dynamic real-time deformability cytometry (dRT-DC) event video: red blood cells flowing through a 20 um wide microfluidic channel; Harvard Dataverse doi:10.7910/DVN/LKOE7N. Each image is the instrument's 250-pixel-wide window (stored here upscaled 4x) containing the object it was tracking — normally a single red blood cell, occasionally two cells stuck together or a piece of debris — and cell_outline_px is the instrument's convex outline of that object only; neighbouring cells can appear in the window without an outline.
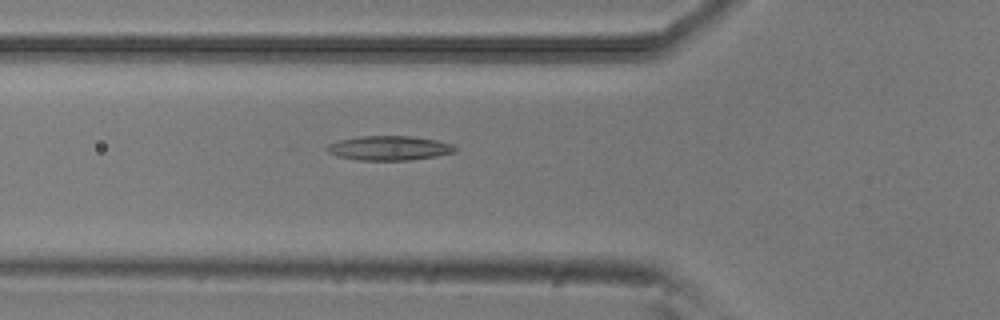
{"species": "common noctule bat (a hibernating species)", "species_latin": "Nyctalus noctula", "temperature_condition": "room temperature", "stored_images_in_passage": 33, "camera_frame_rate_fps": 3000, "um_per_image_px": 0.085, "animal": {"sex": "male", "body_mass_g": 20.5, "forearm_length_mm": 52.5}, "frame": {"image": 1, "passage_image": 13, "time_ms": 4.0, "image_size_px": [1000, 320], "cell_outline_px": [[460, 148], [456, 152], [436, 156], [408, 160], [360, 160], [336, 156], [328, 152], [324, 148], [328, 144], [340, 140], [360, 136], [412, 136], [436, 140], [452, 144]], "centroid_in_image_um": [33.1, 12.58], "position_along_channel_um": 92.7, "area_um2": 18.32}}
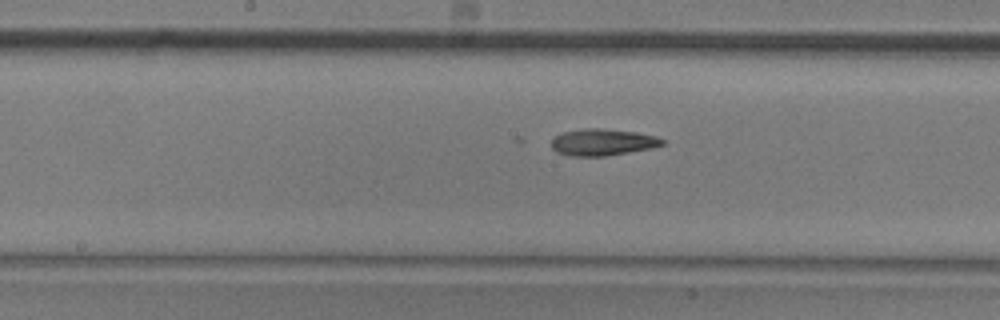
{"frame": {"image": 2, "passage_image": 21, "time_ms": 6.667, "image_size_px": [1000, 320], "cell_outline_px": [[668, 144], [652, 148], [604, 156], [572, 156], [556, 152], [552, 148], [552, 140], [556, 136], [564, 132], [580, 128], [600, 128], [636, 132], [656, 136], [664, 140]], "centroid_in_image_um": [51.25, 12.08], "position_along_channel_um": 196.9, "area_um2": 17.28}}
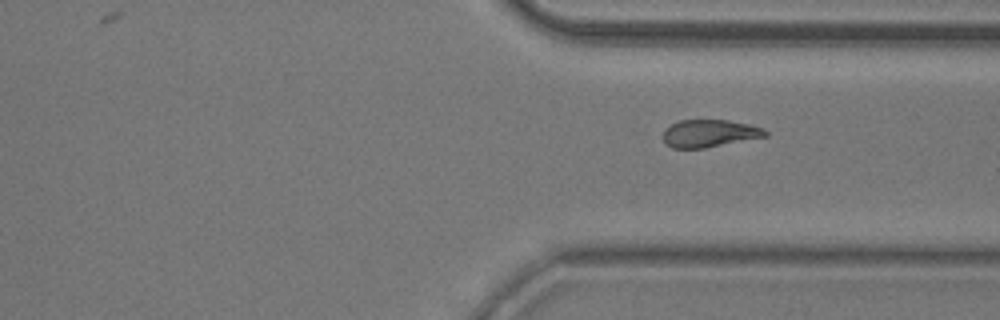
{"frame": {"image": 3, "passage_image": 33, "time_ms": 10.667, "image_size_px": [1000, 320], "cell_outline_px": [[768, 136], [704, 148], [672, 148], [664, 144], [664, 128], [680, 120], [728, 120], [748, 124], [764, 128], [768, 132]], "centroid_in_image_um": [60.3, 11.34], "position_along_channel_um": 351.1, "area_um2": 16.42}}